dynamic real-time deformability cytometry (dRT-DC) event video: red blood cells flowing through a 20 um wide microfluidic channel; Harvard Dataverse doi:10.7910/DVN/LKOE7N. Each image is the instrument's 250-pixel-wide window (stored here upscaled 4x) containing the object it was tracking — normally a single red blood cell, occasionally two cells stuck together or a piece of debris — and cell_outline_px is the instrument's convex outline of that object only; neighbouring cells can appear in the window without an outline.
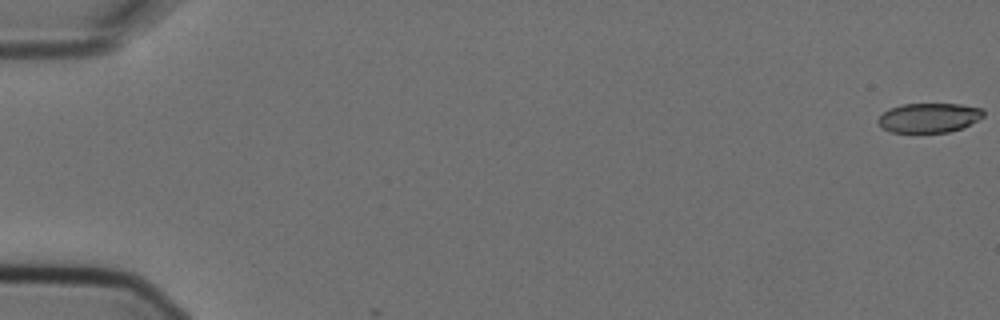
{"species": "Egyptian fruit bat (a non-hibernating species)", "species_latin": "Rousettus aegyptiacus", "temperature_condition": "cold", "stored_images_in_passage": 7, "camera_frame_rate_fps": 3000, "um_per_image_px": 0.085, "animal": {"sex": "female"}, "frame": {"image": 1, "passage_image": 1, "time_ms": 0.0, "image_size_px": [1000, 320], "cell_outline_px": [[984, 116], [960, 128], [948, 132], [892, 132], [880, 128], [876, 120], [888, 108], [904, 104], [960, 104], [980, 108], [984, 112]], "centroid_in_image_um": [78.9, 10.0], "position_along_channel_um": 6.1, "area_um2": 17.98}}
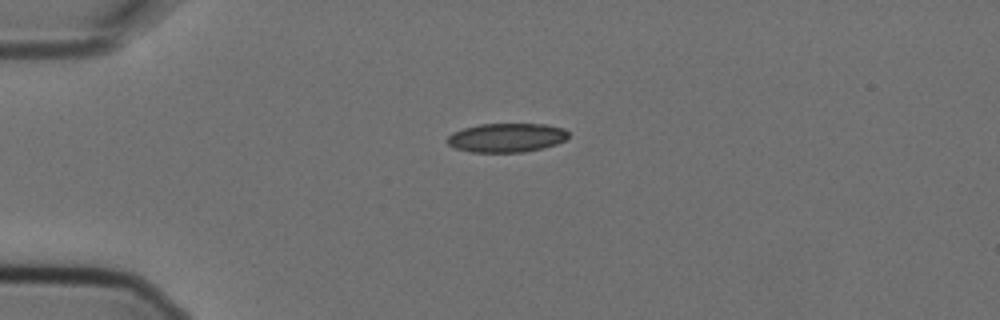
{"frame": {"image": 2, "passage_image": 5, "time_ms": 1.333, "image_size_px": [1000, 320], "cell_outline_px": [[568, 136], [564, 140], [556, 144], [544, 148], [524, 152], [472, 152], [456, 148], [448, 144], [444, 140], [452, 132], [464, 128], [480, 124], [544, 124], [564, 128], [568, 132]], "centroid_in_image_um": [43.04, 11.7], "position_along_channel_um": 42.0, "area_um2": 20.52}}
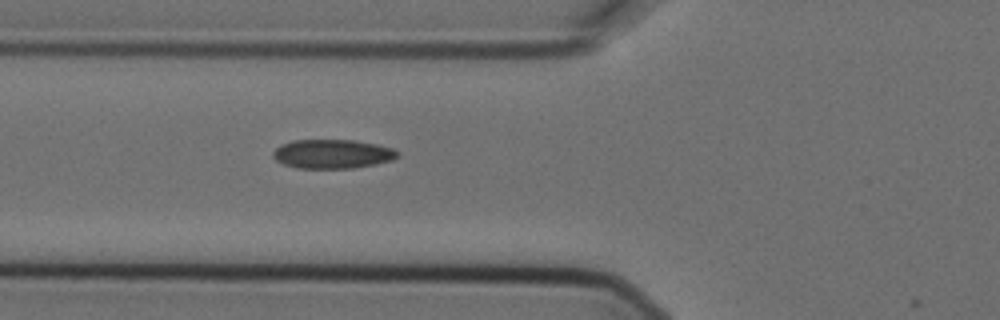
{"frame": {"image": 3, "passage_image": 7, "time_ms": 2.0, "image_size_px": [1000, 320], "cell_outline_px": [[400, 156], [392, 160], [376, 164], [352, 168], [296, 168], [284, 164], [276, 160], [272, 156], [272, 152], [280, 144], [292, 140], [356, 140], [376, 144], [392, 148], [400, 152]], "centroid_in_image_um": [28.26, 13.08], "position_along_channel_um": 97.5, "area_um2": 21.27}}